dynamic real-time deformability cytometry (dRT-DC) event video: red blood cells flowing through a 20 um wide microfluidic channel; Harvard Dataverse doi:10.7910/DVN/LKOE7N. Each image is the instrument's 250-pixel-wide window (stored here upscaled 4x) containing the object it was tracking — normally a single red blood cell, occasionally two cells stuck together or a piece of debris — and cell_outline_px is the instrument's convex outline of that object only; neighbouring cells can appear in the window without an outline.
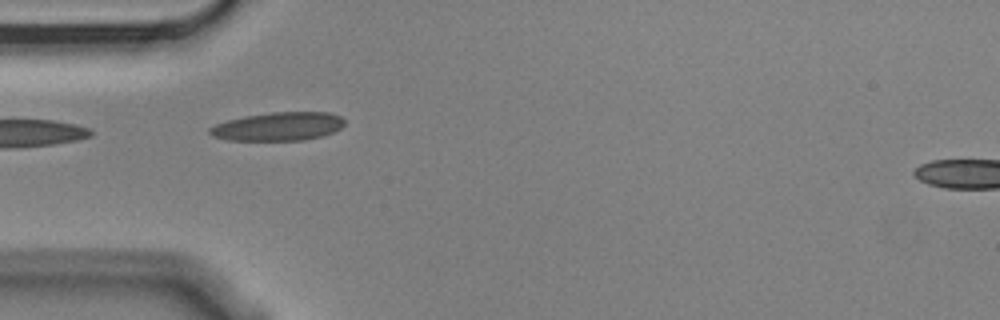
{"species": "Egyptian fruit bat (a non-hibernating species)", "species_latin": "Rousettus aegyptiacus", "temperature_condition": "cold", "stored_images_in_passage": 14, "camera_frame_rate_fps": 3000, "um_per_image_px": 0.085, "animal": {"sex": "male"}, "frame": {"image": 1, "passage_image": 4, "time_ms": 1.0, "image_size_px": [1000, 320], "cell_outline_px": [[344, 124], [340, 128], [332, 132], [320, 136], [304, 140], [228, 140], [212, 136], [208, 132], [208, 128], [216, 124], [228, 120], [244, 116], [272, 112], [332, 112], [340, 116], [344, 120]], "centroid_in_image_um": [23.64, 10.74], "position_along_channel_um": 61.4, "area_um2": 22.31}}
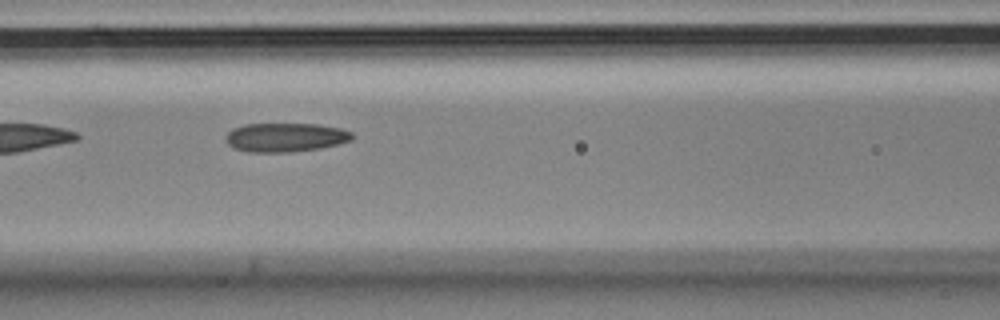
{"frame": {"image": 2, "passage_image": 6, "time_ms": 1.667, "image_size_px": [1000, 320], "cell_outline_px": [[352, 140], [340, 144], [320, 148], [292, 152], [248, 152], [236, 148], [228, 144], [224, 140], [224, 136], [232, 128], [244, 124], [316, 124], [340, 128], [352, 132]], "centroid_in_image_um": [24.24, 11.67], "position_along_channel_um": 142.4, "area_um2": 21.44}}
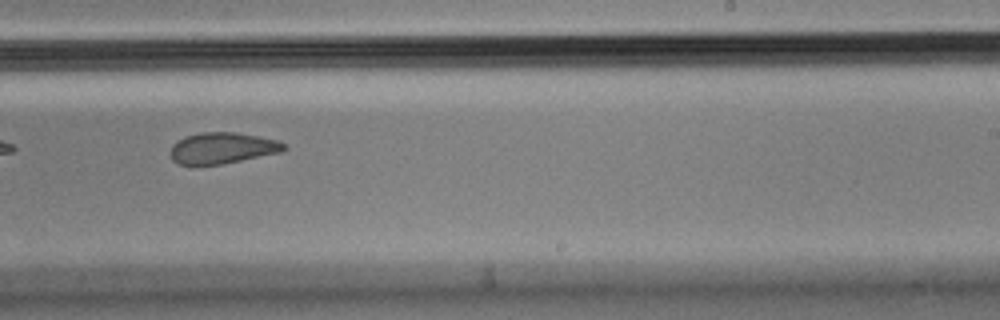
{"frame": {"image": 3, "passage_image": 9, "time_ms": 2.667, "image_size_px": [1000, 320], "cell_outline_px": [[288, 148], [280, 152], [220, 164], [196, 168], [176, 164], [172, 160], [172, 144], [176, 140], [184, 136], [200, 132], [232, 132], [280, 140]], "centroid_in_image_um": [18.82, 12.61], "position_along_channel_um": 270.2, "area_um2": 21.04}}